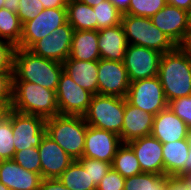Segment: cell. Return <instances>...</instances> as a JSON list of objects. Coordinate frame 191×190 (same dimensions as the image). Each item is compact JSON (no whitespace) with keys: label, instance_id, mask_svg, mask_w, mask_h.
<instances>
[{"label":"cell","instance_id":"1","mask_svg":"<svg viewBox=\"0 0 191 190\" xmlns=\"http://www.w3.org/2000/svg\"><path fill=\"white\" fill-rule=\"evenodd\" d=\"M63 63L35 55L29 49L16 47L12 82H30L56 92Z\"/></svg>","mask_w":191,"mask_h":190},{"label":"cell","instance_id":"2","mask_svg":"<svg viewBox=\"0 0 191 190\" xmlns=\"http://www.w3.org/2000/svg\"><path fill=\"white\" fill-rule=\"evenodd\" d=\"M158 77L167 102L191 95V58L176 46L162 55Z\"/></svg>","mask_w":191,"mask_h":190},{"label":"cell","instance_id":"3","mask_svg":"<svg viewBox=\"0 0 191 190\" xmlns=\"http://www.w3.org/2000/svg\"><path fill=\"white\" fill-rule=\"evenodd\" d=\"M10 108L44 119L59 115L56 92L30 82H12Z\"/></svg>","mask_w":191,"mask_h":190},{"label":"cell","instance_id":"4","mask_svg":"<svg viewBox=\"0 0 191 190\" xmlns=\"http://www.w3.org/2000/svg\"><path fill=\"white\" fill-rule=\"evenodd\" d=\"M87 127L83 116L59 114L46 119V134L74 160L83 157Z\"/></svg>","mask_w":191,"mask_h":190},{"label":"cell","instance_id":"5","mask_svg":"<svg viewBox=\"0 0 191 190\" xmlns=\"http://www.w3.org/2000/svg\"><path fill=\"white\" fill-rule=\"evenodd\" d=\"M125 111V98L113 95L96 94L83 116L87 125L107 130L120 136Z\"/></svg>","mask_w":191,"mask_h":190},{"label":"cell","instance_id":"6","mask_svg":"<svg viewBox=\"0 0 191 190\" xmlns=\"http://www.w3.org/2000/svg\"><path fill=\"white\" fill-rule=\"evenodd\" d=\"M121 24L128 44L154 49L162 54L176 47L171 39L153 24L150 17L124 14Z\"/></svg>","mask_w":191,"mask_h":190},{"label":"cell","instance_id":"7","mask_svg":"<svg viewBox=\"0 0 191 190\" xmlns=\"http://www.w3.org/2000/svg\"><path fill=\"white\" fill-rule=\"evenodd\" d=\"M67 22V8L44 9L34 19L22 25V37L16 47L30 49Z\"/></svg>","mask_w":191,"mask_h":190},{"label":"cell","instance_id":"8","mask_svg":"<svg viewBox=\"0 0 191 190\" xmlns=\"http://www.w3.org/2000/svg\"><path fill=\"white\" fill-rule=\"evenodd\" d=\"M126 100L131 105L154 116L168 107L158 76L130 82Z\"/></svg>","mask_w":191,"mask_h":190},{"label":"cell","instance_id":"9","mask_svg":"<svg viewBox=\"0 0 191 190\" xmlns=\"http://www.w3.org/2000/svg\"><path fill=\"white\" fill-rule=\"evenodd\" d=\"M162 53L143 46L128 44L124 66L130 82L158 76Z\"/></svg>","mask_w":191,"mask_h":190},{"label":"cell","instance_id":"10","mask_svg":"<svg viewBox=\"0 0 191 190\" xmlns=\"http://www.w3.org/2000/svg\"><path fill=\"white\" fill-rule=\"evenodd\" d=\"M56 96L60 115L84 116L93 94L78 86L63 70Z\"/></svg>","mask_w":191,"mask_h":190},{"label":"cell","instance_id":"11","mask_svg":"<svg viewBox=\"0 0 191 190\" xmlns=\"http://www.w3.org/2000/svg\"><path fill=\"white\" fill-rule=\"evenodd\" d=\"M12 132L16 151L38 147L46 134V119L12 109Z\"/></svg>","mask_w":191,"mask_h":190},{"label":"cell","instance_id":"12","mask_svg":"<svg viewBox=\"0 0 191 190\" xmlns=\"http://www.w3.org/2000/svg\"><path fill=\"white\" fill-rule=\"evenodd\" d=\"M73 33L74 28L67 22L29 50L45 59L63 63L70 55Z\"/></svg>","mask_w":191,"mask_h":190},{"label":"cell","instance_id":"13","mask_svg":"<svg viewBox=\"0 0 191 190\" xmlns=\"http://www.w3.org/2000/svg\"><path fill=\"white\" fill-rule=\"evenodd\" d=\"M130 81L123 62L98 60V94L126 98Z\"/></svg>","mask_w":191,"mask_h":190},{"label":"cell","instance_id":"14","mask_svg":"<svg viewBox=\"0 0 191 190\" xmlns=\"http://www.w3.org/2000/svg\"><path fill=\"white\" fill-rule=\"evenodd\" d=\"M122 144V140L117 134L88 125L83 157L112 164L114 156Z\"/></svg>","mask_w":191,"mask_h":190},{"label":"cell","instance_id":"15","mask_svg":"<svg viewBox=\"0 0 191 190\" xmlns=\"http://www.w3.org/2000/svg\"><path fill=\"white\" fill-rule=\"evenodd\" d=\"M150 18L153 24L165 33L176 46L183 42L189 31L188 12L178 7L166 4Z\"/></svg>","mask_w":191,"mask_h":190},{"label":"cell","instance_id":"16","mask_svg":"<svg viewBox=\"0 0 191 190\" xmlns=\"http://www.w3.org/2000/svg\"><path fill=\"white\" fill-rule=\"evenodd\" d=\"M127 144L133 149L142 173L164 174L163 147L158 139L148 135Z\"/></svg>","mask_w":191,"mask_h":190},{"label":"cell","instance_id":"17","mask_svg":"<svg viewBox=\"0 0 191 190\" xmlns=\"http://www.w3.org/2000/svg\"><path fill=\"white\" fill-rule=\"evenodd\" d=\"M42 178H58L74 161L49 135L38 146Z\"/></svg>","mask_w":191,"mask_h":190},{"label":"cell","instance_id":"18","mask_svg":"<svg viewBox=\"0 0 191 190\" xmlns=\"http://www.w3.org/2000/svg\"><path fill=\"white\" fill-rule=\"evenodd\" d=\"M41 180L39 173L22 168L13 159L0 162V182L10 190H39Z\"/></svg>","mask_w":191,"mask_h":190},{"label":"cell","instance_id":"19","mask_svg":"<svg viewBox=\"0 0 191 190\" xmlns=\"http://www.w3.org/2000/svg\"><path fill=\"white\" fill-rule=\"evenodd\" d=\"M122 143L151 135L154 115L131 105L125 98Z\"/></svg>","mask_w":191,"mask_h":190},{"label":"cell","instance_id":"20","mask_svg":"<svg viewBox=\"0 0 191 190\" xmlns=\"http://www.w3.org/2000/svg\"><path fill=\"white\" fill-rule=\"evenodd\" d=\"M188 129L187 125L167 107L154 116L151 135L165 144L186 139Z\"/></svg>","mask_w":191,"mask_h":190},{"label":"cell","instance_id":"21","mask_svg":"<svg viewBox=\"0 0 191 190\" xmlns=\"http://www.w3.org/2000/svg\"><path fill=\"white\" fill-rule=\"evenodd\" d=\"M127 46L122 24L98 30L100 59L123 62Z\"/></svg>","mask_w":191,"mask_h":190},{"label":"cell","instance_id":"22","mask_svg":"<svg viewBox=\"0 0 191 190\" xmlns=\"http://www.w3.org/2000/svg\"><path fill=\"white\" fill-rule=\"evenodd\" d=\"M63 67L78 86L93 95L98 94V61H81L68 57Z\"/></svg>","mask_w":191,"mask_h":190},{"label":"cell","instance_id":"23","mask_svg":"<svg viewBox=\"0 0 191 190\" xmlns=\"http://www.w3.org/2000/svg\"><path fill=\"white\" fill-rule=\"evenodd\" d=\"M69 58L98 61V30H74Z\"/></svg>","mask_w":191,"mask_h":190},{"label":"cell","instance_id":"24","mask_svg":"<svg viewBox=\"0 0 191 190\" xmlns=\"http://www.w3.org/2000/svg\"><path fill=\"white\" fill-rule=\"evenodd\" d=\"M162 147L164 174L184 177V164L189 152L187 138L162 144Z\"/></svg>","mask_w":191,"mask_h":190},{"label":"cell","instance_id":"25","mask_svg":"<svg viewBox=\"0 0 191 190\" xmlns=\"http://www.w3.org/2000/svg\"><path fill=\"white\" fill-rule=\"evenodd\" d=\"M68 23L74 30H97L95 11L92 6L79 0L67 4Z\"/></svg>","mask_w":191,"mask_h":190},{"label":"cell","instance_id":"26","mask_svg":"<svg viewBox=\"0 0 191 190\" xmlns=\"http://www.w3.org/2000/svg\"><path fill=\"white\" fill-rule=\"evenodd\" d=\"M58 179L71 190H96L97 188L91 181L89 172L78 160H74Z\"/></svg>","mask_w":191,"mask_h":190},{"label":"cell","instance_id":"27","mask_svg":"<svg viewBox=\"0 0 191 190\" xmlns=\"http://www.w3.org/2000/svg\"><path fill=\"white\" fill-rule=\"evenodd\" d=\"M111 166L124 178H129L142 173L140 163L138 162L133 149L127 143H123L118 148Z\"/></svg>","mask_w":191,"mask_h":190},{"label":"cell","instance_id":"28","mask_svg":"<svg viewBox=\"0 0 191 190\" xmlns=\"http://www.w3.org/2000/svg\"><path fill=\"white\" fill-rule=\"evenodd\" d=\"M169 175L141 173L125 178L124 190H166Z\"/></svg>","mask_w":191,"mask_h":190},{"label":"cell","instance_id":"29","mask_svg":"<svg viewBox=\"0 0 191 190\" xmlns=\"http://www.w3.org/2000/svg\"><path fill=\"white\" fill-rule=\"evenodd\" d=\"M22 37V24L16 13L0 9V38L12 43L15 47Z\"/></svg>","mask_w":191,"mask_h":190},{"label":"cell","instance_id":"30","mask_svg":"<svg viewBox=\"0 0 191 190\" xmlns=\"http://www.w3.org/2000/svg\"><path fill=\"white\" fill-rule=\"evenodd\" d=\"M12 132V109L10 108L5 118L0 120V159L11 160L15 154Z\"/></svg>","mask_w":191,"mask_h":190},{"label":"cell","instance_id":"31","mask_svg":"<svg viewBox=\"0 0 191 190\" xmlns=\"http://www.w3.org/2000/svg\"><path fill=\"white\" fill-rule=\"evenodd\" d=\"M93 10L95 11L97 30L121 24L122 14L109 0L93 6Z\"/></svg>","mask_w":191,"mask_h":190},{"label":"cell","instance_id":"32","mask_svg":"<svg viewBox=\"0 0 191 190\" xmlns=\"http://www.w3.org/2000/svg\"><path fill=\"white\" fill-rule=\"evenodd\" d=\"M167 4L166 0H130L128 15L152 17Z\"/></svg>","mask_w":191,"mask_h":190},{"label":"cell","instance_id":"33","mask_svg":"<svg viewBox=\"0 0 191 190\" xmlns=\"http://www.w3.org/2000/svg\"><path fill=\"white\" fill-rule=\"evenodd\" d=\"M13 160L22 168L36 172L41 175V161L38 147H31L20 151H15Z\"/></svg>","mask_w":191,"mask_h":190},{"label":"cell","instance_id":"34","mask_svg":"<svg viewBox=\"0 0 191 190\" xmlns=\"http://www.w3.org/2000/svg\"><path fill=\"white\" fill-rule=\"evenodd\" d=\"M78 161L83 165L86 171L89 172L91 181L97 186L102 178L111 169V163L103 162L97 159H90L87 157H82Z\"/></svg>","mask_w":191,"mask_h":190},{"label":"cell","instance_id":"35","mask_svg":"<svg viewBox=\"0 0 191 190\" xmlns=\"http://www.w3.org/2000/svg\"><path fill=\"white\" fill-rule=\"evenodd\" d=\"M168 108L191 128V95L169 101Z\"/></svg>","mask_w":191,"mask_h":190},{"label":"cell","instance_id":"36","mask_svg":"<svg viewBox=\"0 0 191 190\" xmlns=\"http://www.w3.org/2000/svg\"><path fill=\"white\" fill-rule=\"evenodd\" d=\"M44 7L40 0H20L17 15L21 24L34 19Z\"/></svg>","mask_w":191,"mask_h":190},{"label":"cell","instance_id":"37","mask_svg":"<svg viewBox=\"0 0 191 190\" xmlns=\"http://www.w3.org/2000/svg\"><path fill=\"white\" fill-rule=\"evenodd\" d=\"M125 178L112 167L97 185L96 190H124Z\"/></svg>","mask_w":191,"mask_h":190},{"label":"cell","instance_id":"38","mask_svg":"<svg viewBox=\"0 0 191 190\" xmlns=\"http://www.w3.org/2000/svg\"><path fill=\"white\" fill-rule=\"evenodd\" d=\"M15 46L0 38V71H13Z\"/></svg>","mask_w":191,"mask_h":190},{"label":"cell","instance_id":"39","mask_svg":"<svg viewBox=\"0 0 191 190\" xmlns=\"http://www.w3.org/2000/svg\"><path fill=\"white\" fill-rule=\"evenodd\" d=\"M12 79L13 71H0V102L9 108L12 103Z\"/></svg>","mask_w":191,"mask_h":190},{"label":"cell","instance_id":"40","mask_svg":"<svg viewBox=\"0 0 191 190\" xmlns=\"http://www.w3.org/2000/svg\"><path fill=\"white\" fill-rule=\"evenodd\" d=\"M39 190H71L58 178H42Z\"/></svg>","mask_w":191,"mask_h":190},{"label":"cell","instance_id":"41","mask_svg":"<svg viewBox=\"0 0 191 190\" xmlns=\"http://www.w3.org/2000/svg\"><path fill=\"white\" fill-rule=\"evenodd\" d=\"M166 190H187L186 179L184 177L170 176L167 179Z\"/></svg>","mask_w":191,"mask_h":190},{"label":"cell","instance_id":"42","mask_svg":"<svg viewBox=\"0 0 191 190\" xmlns=\"http://www.w3.org/2000/svg\"><path fill=\"white\" fill-rule=\"evenodd\" d=\"M116 9L122 14H127L129 11L130 0H109Z\"/></svg>","mask_w":191,"mask_h":190},{"label":"cell","instance_id":"43","mask_svg":"<svg viewBox=\"0 0 191 190\" xmlns=\"http://www.w3.org/2000/svg\"><path fill=\"white\" fill-rule=\"evenodd\" d=\"M44 9L49 8H67V4L63 0H40Z\"/></svg>","mask_w":191,"mask_h":190},{"label":"cell","instance_id":"44","mask_svg":"<svg viewBox=\"0 0 191 190\" xmlns=\"http://www.w3.org/2000/svg\"><path fill=\"white\" fill-rule=\"evenodd\" d=\"M187 141L189 144V152L187 160L185 161L184 164V176L187 175L188 173H191V128L188 129Z\"/></svg>","mask_w":191,"mask_h":190},{"label":"cell","instance_id":"45","mask_svg":"<svg viewBox=\"0 0 191 190\" xmlns=\"http://www.w3.org/2000/svg\"><path fill=\"white\" fill-rule=\"evenodd\" d=\"M167 4L178 7L185 11H189L191 8V0H166Z\"/></svg>","mask_w":191,"mask_h":190},{"label":"cell","instance_id":"46","mask_svg":"<svg viewBox=\"0 0 191 190\" xmlns=\"http://www.w3.org/2000/svg\"><path fill=\"white\" fill-rule=\"evenodd\" d=\"M179 47L191 58V32H188Z\"/></svg>","mask_w":191,"mask_h":190},{"label":"cell","instance_id":"47","mask_svg":"<svg viewBox=\"0 0 191 190\" xmlns=\"http://www.w3.org/2000/svg\"><path fill=\"white\" fill-rule=\"evenodd\" d=\"M20 0H4L3 8L10 10L17 14Z\"/></svg>","mask_w":191,"mask_h":190},{"label":"cell","instance_id":"48","mask_svg":"<svg viewBox=\"0 0 191 190\" xmlns=\"http://www.w3.org/2000/svg\"><path fill=\"white\" fill-rule=\"evenodd\" d=\"M9 109L4 102H0V120L7 116Z\"/></svg>","mask_w":191,"mask_h":190},{"label":"cell","instance_id":"49","mask_svg":"<svg viewBox=\"0 0 191 190\" xmlns=\"http://www.w3.org/2000/svg\"><path fill=\"white\" fill-rule=\"evenodd\" d=\"M79 1L93 7L97 6L100 2H103L105 0H79Z\"/></svg>","mask_w":191,"mask_h":190},{"label":"cell","instance_id":"50","mask_svg":"<svg viewBox=\"0 0 191 190\" xmlns=\"http://www.w3.org/2000/svg\"><path fill=\"white\" fill-rule=\"evenodd\" d=\"M184 178L186 179V189L191 190V173L185 175Z\"/></svg>","mask_w":191,"mask_h":190},{"label":"cell","instance_id":"51","mask_svg":"<svg viewBox=\"0 0 191 190\" xmlns=\"http://www.w3.org/2000/svg\"><path fill=\"white\" fill-rule=\"evenodd\" d=\"M188 19H189V31L188 32H191V8L188 11Z\"/></svg>","mask_w":191,"mask_h":190},{"label":"cell","instance_id":"52","mask_svg":"<svg viewBox=\"0 0 191 190\" xmlns=\"http://www.w3.org/2000/svg\"><path fill=\"white\" fill-rule=\"evenodd\" d=\"M0 190H10V189L0 182Z\"/></svg>","mask_w":191,"mask_h":190},{"label":"cell","instance_id":"53","mask_svg":"<svg viewBox=\"0 0 191 190\" xmlns=\"http://www.w3.org/2000/svg\"><path fill=\"white\" fill-rule=\"evenodd\" d=\"M66 4L70 3V2H74L75 0H63Z\"/></svg>","mask_w":191,"mask_h":190},{"label":"cell","instance_id":"54","mask_svg":"<svg viewBox=\"0 0 191 190\" xmlns=\"http://www.w3.org/2000/svg\"><path fill=\"white\" fill-rule=\"evenodd\" d=\"M4 0H0V9L3 8Z\"/></svg>","mask_w":191,"mask_h":190}]
</instances>
